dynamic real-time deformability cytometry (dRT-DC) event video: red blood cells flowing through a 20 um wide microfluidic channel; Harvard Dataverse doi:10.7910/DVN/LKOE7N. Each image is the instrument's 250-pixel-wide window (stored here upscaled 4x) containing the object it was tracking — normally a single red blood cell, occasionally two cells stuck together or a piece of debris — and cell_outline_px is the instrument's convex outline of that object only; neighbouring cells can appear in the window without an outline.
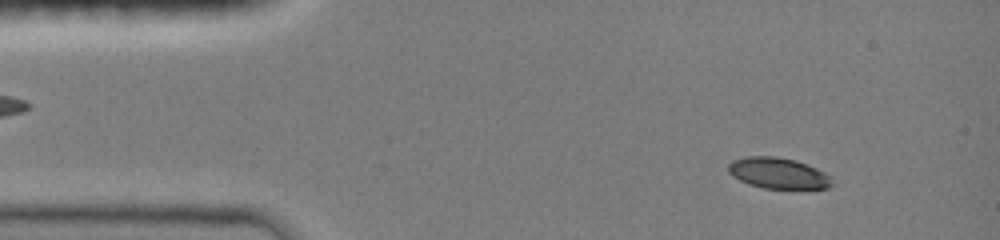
{"species": "common noctule bat (a hibernating species)", "species_latin": "Nyctalus noctula", "temperature_condition": "room temperature", "stored_images_in_passage": 5, "camera_frame_rate_fps": 3000, "um_per_image_px": 0.085, "animal": {"sex": "female", "body_mass_g": 19.0, "forearm_length_mm": 51.5}, "frame": {"image": 1, "passage_image": 2, "time_ms": 0.667, "image_size_px": [1000, 240], "cell_outline_px": [[836, 184], [828, 188], [764, 188], [748, 184], [732, 176], [728, 172], [728, 164], [732, 160], [748, 156], [776, 156], [796, 160], [816, 168], [832, 176]], "centroid_in_image_um": [66.17, 14.71], "position_along_channel_um": 18.8, "area_um2": 18.9}}